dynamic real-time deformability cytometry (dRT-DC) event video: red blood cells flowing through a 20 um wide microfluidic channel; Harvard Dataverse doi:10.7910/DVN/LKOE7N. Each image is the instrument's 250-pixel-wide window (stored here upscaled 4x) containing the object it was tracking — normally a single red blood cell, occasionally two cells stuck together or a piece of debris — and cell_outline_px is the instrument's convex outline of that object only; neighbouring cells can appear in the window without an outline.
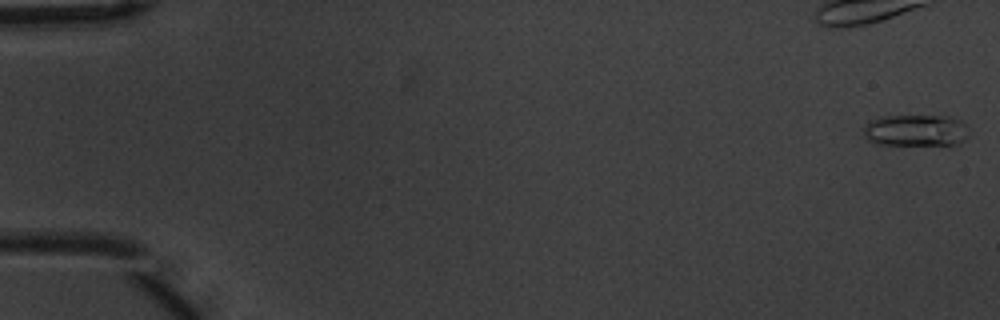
{"species": "common noctule bat (a hibernating species)", "species_latin": "Nyctalus noctula", "temperature_condition": "warm", "stored_images_in_passage": 9, "camera_frame_rate_fps": 3000, "um_per_image_px": 0.085, "animal": {"sex": "male", "body_mass_g": 20.1, "forearm_length_mm": 53.5}, "frame": {"image": 1, "passage_image": 1, "time_ms": 0.0, "image_size_px": [1000, 320], "cell_outline_px": [[968, 136], [960, 144], [876, 144], [868, 140], [864, 136], [864, 128], [872, 120], [884, 116], [948, 116], [960, 120], [968, 128]], "centroid_in_image_um": [77.87, 11.08], "position_along_channel_um": 7.1, "area_um2": 19.25}}
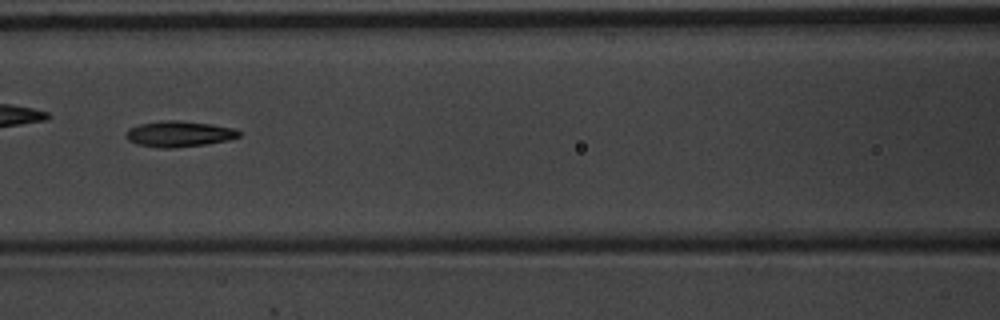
{"frame": {"image": 2, "passage_image": 8, "time_ms": 2.333, "image_size_px": [1000, 320], "cell_outline_px": [[240, 136], [228, 140], [208, 144], [176, 148], [160, 148], [136, 144], [128, 140], [124, 132], [128, 128], [140, 124], [164, 120], [180, 120], [212, 124], [236, 128], [240, 132]], "centroid_in_image_um": [15.22, 11.38], "position_along_channel_um": 151.4, "area_um2": 17.28}}
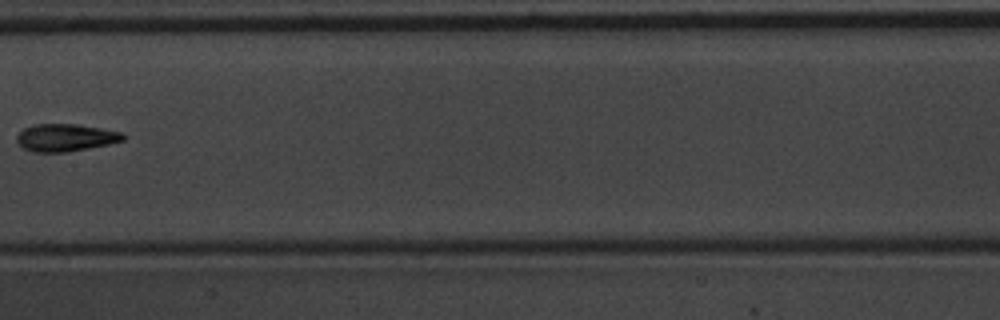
{"frame": {"image": 3, "passage_image": 9, "time_ms": 2.667, "image_size_px": [1000, 320], "cell_outline_px": [[124, 140], [108, 144], [68, 152], [32, 152], [24, 148], [16, 140], [16, 136], [24, 128], [32, 124], [76, 124], [100, 128], [120, 132], [124, 136]], "centroid_in_image_um": [5.53, 11.69], "position_along_channel_um": 201.9, "area_um2": 16.88}}